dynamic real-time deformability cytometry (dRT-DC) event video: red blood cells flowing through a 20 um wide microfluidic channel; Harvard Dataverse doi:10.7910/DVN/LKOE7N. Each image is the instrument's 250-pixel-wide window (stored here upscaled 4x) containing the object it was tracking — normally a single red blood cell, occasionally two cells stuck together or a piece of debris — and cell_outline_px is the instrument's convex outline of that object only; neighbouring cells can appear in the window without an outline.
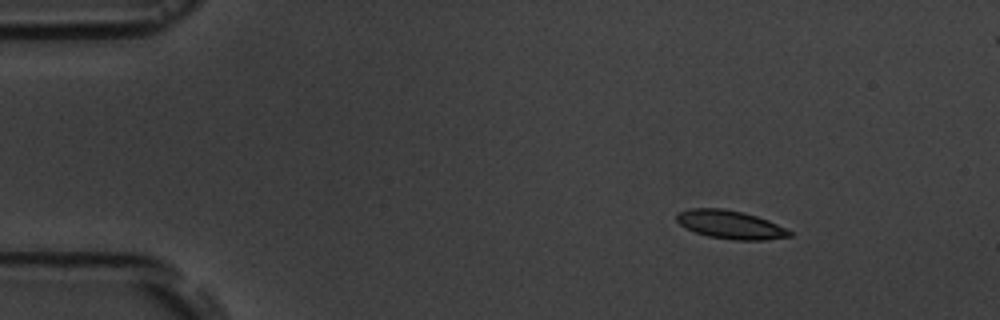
{"species": "common noctule bat (a hibernating species)", "species_latin": "Nyctalus noctula", "temperature_condition": "room temperature", "stored_images_in_passage": 10, "camera_frame_rate_fps": 3000, "um_per_image_px": 0.085, "animal": {"sex": "male", "body_mass_g": 19.5, "forearm_length_mm": 54.6}, "frame": {"image": 1, "passage_image": 2, "time_ms": 2.0, "image_size_px": [1000, 320], "cell_outline_px": [[792, 236], [764, 240], [736, 240], [708, 236], [684, 228], [676, 220], [676, 216], [680, 212], [688, 208], [724, 208], [744, 212], [768, 220], [792, 232]], "centroid_in_image_um": [62.05, 19.09], "position_along_channel_um": 22.9, "area_um2": 18.61}}
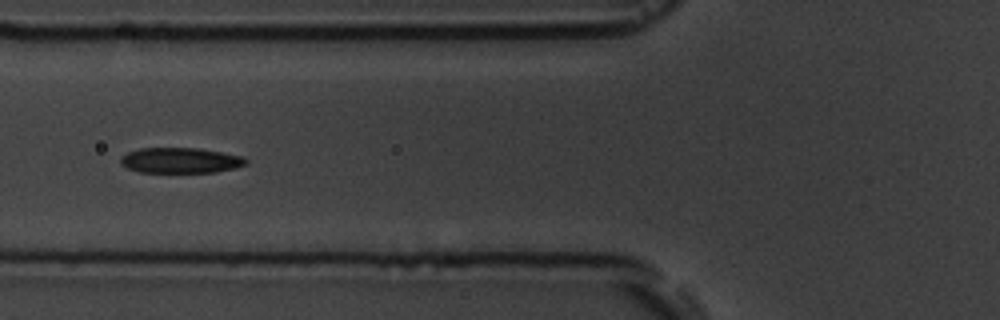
{"frame": {"image": 2, "passage_image": 6, "time_ms": 6.667, "image_size_px": [1000, 320], "cell_outline_px": [[248, 164], [236, 168], [216, 172], [140, 172], [128, 168], [120, 164], [120, 156], [128, 152], [140, 148], [196, 148], [244, 156], [248, 160]], "centroid_in_image_um": [15.35, 13.63], "position_along_channel_um": 110.4, "area_um2": 18.67}}
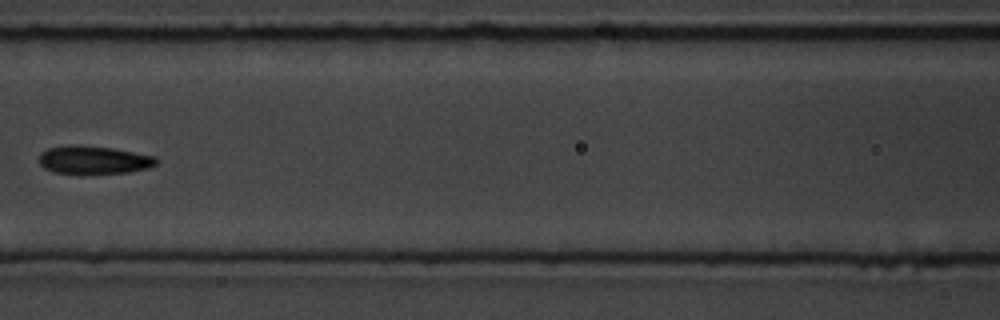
{"frame": {"image": 3, "passage_image": 7, "time_ms": 8.0, "image_size_px": [1000, 320], "cell_outline_px": [[156, 164], [148, 168], [128, 172], [56, 172], [44, 168], [40, 164], [40, 152], [48, 148], [68, 144], [76, 144], [112, 148], [156, 156]], "centroid_in_image_um": [7.95, 13.55], "position_along_channel_um": 158.6, "area_um2": 18.79}}